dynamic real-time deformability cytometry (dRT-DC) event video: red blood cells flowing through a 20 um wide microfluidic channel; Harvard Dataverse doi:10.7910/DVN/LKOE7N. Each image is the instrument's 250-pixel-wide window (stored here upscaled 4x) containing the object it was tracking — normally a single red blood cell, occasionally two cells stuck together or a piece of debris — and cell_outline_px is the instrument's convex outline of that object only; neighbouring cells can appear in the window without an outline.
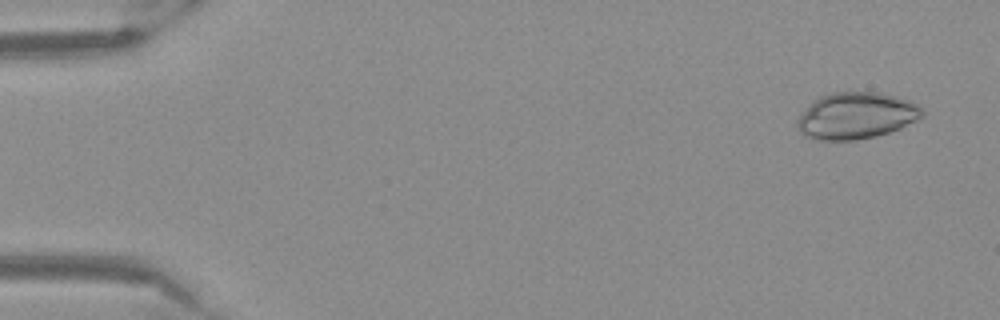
{"species": "Egyptian fruit bat (a non-hibernating species)", "species_latin": "Rousettus aegyptiacus", "temperature_condition": "warm", "stored_images_in_passage": 52, "camera_frame_rate_fps": 3000, "um_per_image_px": 0.085, "frame": {"image": 1, "passage_image": 3, "time_ms": 0.667, "image_size_px": [1000, 320], "cell_outline_px": [[924, 116], [900, 128], [876, 136], [856, 140], [820, 140], [804, 136], [796, 124], [796, 120], [820, 96], [828, 92], [880, 92], [908, 100], [924, 108]], "centroid_in_image_um": [72.8, 9.83], "position_along_channel_um": 12.2, "area_um2": 33.7}}
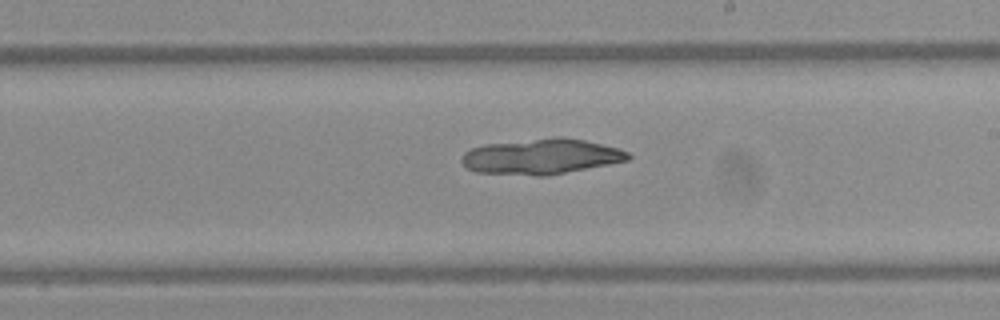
{"frame": {"image": 2, "passage_image": 31, "time_ms": 10.0, "image_size_px": [1000, 320], "cell_outline_px": [[632, 156], [628, 160], [608, 164], [544, 176], [536, 176], [476, 172], [468, 168], [460, 160], [464, 152], [472, 148], [484, 144], [556, 136], [564, 136], [584, 140], [616, 148], [628, 152]], "centroid_in_image_um": [45.97, 13.29], "position_along_channel_um": 243.0, "area_um2": 34.28}}
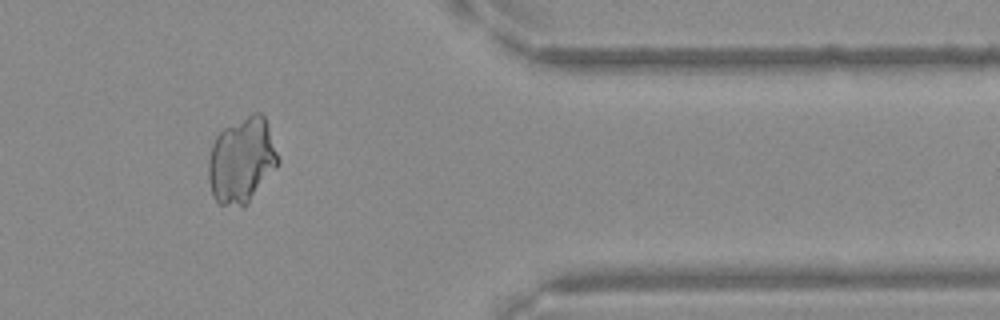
{"frame": {"image": 3, "passage_image": 44, "time_ms": 14.333, "image_size_px": [1000, 320], "cell_outline_px": [[280, 160], [276, 168], [248, 204], [244, 208], [220, 204], [212, 196], [208, 180], [208, 160], [212, 144], [216, 136], [224, 128], [252, 112], [260, 112], [264, 116]], "centroid_in_image_um": [20.53, 13.66], "position_along_channel_um": 390.9, "area_um2": 34.97}}